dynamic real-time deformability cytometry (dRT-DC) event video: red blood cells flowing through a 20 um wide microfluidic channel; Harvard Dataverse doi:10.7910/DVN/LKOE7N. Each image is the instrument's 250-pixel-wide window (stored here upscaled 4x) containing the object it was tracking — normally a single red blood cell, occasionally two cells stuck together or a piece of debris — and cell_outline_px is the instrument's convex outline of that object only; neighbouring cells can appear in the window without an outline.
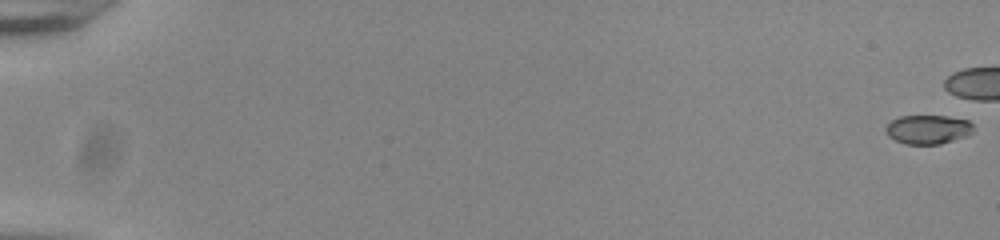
{"species": "common noctule bat (a hibernating species)", "species_latin": "Nyctalus noctula", "temperature_condition": "room temperature", "stored_images_in_passage": 8, "camera_frame_rate_fps": 3000, "um_per_image_px": 0.085, "animal": {"sex": "male", "body_mass_g": 20.0, "forearm_length_mm": 53.3}, "frame": {"image": 1, "passage_image": 1, "time_ms": 0.0, "image_size_px": [1000, 240], "cell_outline_px": [[976, 128], [968, 136], [940, 144], [904, 144], [888, 136], [884, 128], [892, 120], [900, 116], [948, 116], [968, 120]], "centroid_in_image_um": [78.91, 11.0], "position_along_channel_um": 6.1, "area_um2": 14.97}}